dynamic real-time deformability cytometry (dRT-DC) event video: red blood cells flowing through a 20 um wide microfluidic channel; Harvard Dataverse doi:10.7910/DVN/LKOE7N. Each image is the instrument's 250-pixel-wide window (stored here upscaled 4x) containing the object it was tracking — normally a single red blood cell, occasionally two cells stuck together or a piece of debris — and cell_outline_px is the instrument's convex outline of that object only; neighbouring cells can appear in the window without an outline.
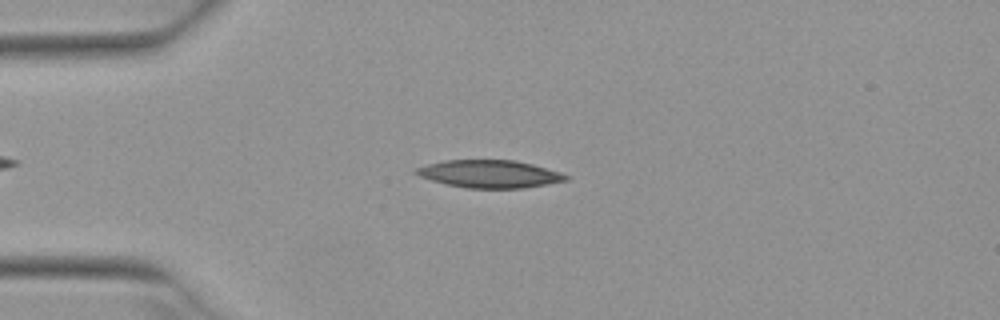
{"species": "Egyptian fruit bat (a non-hibernating species)", "species_latin": "Rousettus aegyptiacus", "temperature_condition": "warm", "stored_images_in_passage": 3, "camera_frame_rate_fps": 3000, "um_per_image_px": 0.085, "animal": {"sex": "female"}, "frame": {"image": 1, "passage_image": 3, "time_ms": 0.667, "image_size_px": [1000, 320], "cell_outline_px": [[568, 180], [548, 184], [524, 188], [468, 188], [444, 184], [420, 176], [412, 172], [416, 168], [428, 164], [444, 160], [516, 160], [532, 164], [560, 172], [568, 176]], "centroid_in_image_um": [41.6, 14.78], "position_along_channel_um": 43.4, "area_um2": 24.1}}